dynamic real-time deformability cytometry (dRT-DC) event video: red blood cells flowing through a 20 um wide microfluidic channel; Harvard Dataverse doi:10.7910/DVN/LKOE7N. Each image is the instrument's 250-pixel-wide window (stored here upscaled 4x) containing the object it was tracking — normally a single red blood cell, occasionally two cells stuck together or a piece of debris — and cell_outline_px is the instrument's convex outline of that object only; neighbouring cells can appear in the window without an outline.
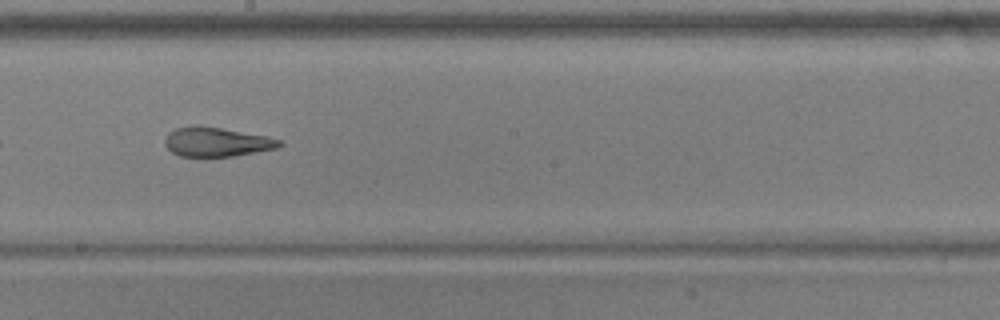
{"species": "common noctule bat (a hibernating species)", "species_latin": "Nyctalus noctula", "temperature_condition": "warm", "stored_images_in_passage": 37, "camera_frame_rate_fps": 3000, "um_per_image_px": 0.085, "animal": {"sex": "male", "body_mass_g": 17.9, "forearm_length_mm": 54.2}, "frame": {"image": 1, "passage_image": 16, "time_ms": 5.0, "image_size_px": [1000, 320], "cell_outline_px": [[284, 144], [276, 148], [232, 156], [180, 156], [172, 152], [164, 144], [164, 140], [168, 132], [176, 128], [196, 124], [200, 124], [268, 136], [280, 140]], "centroid_in_image_um": [18.38, 12.04], "position_along_channel_um": 229.8, "area_um2": 19.65}}
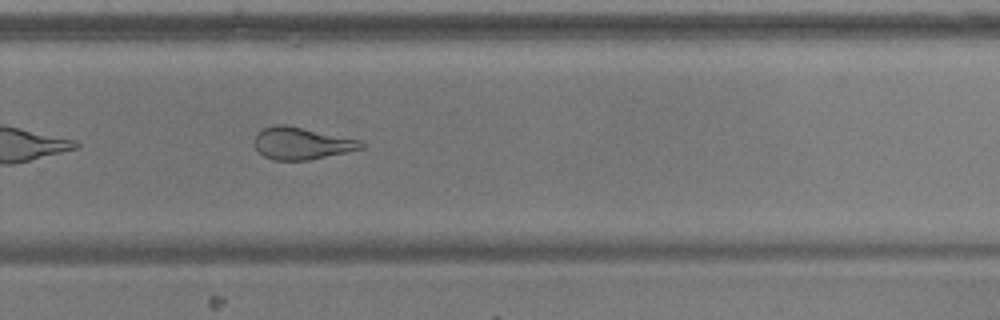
{"frame": {"image": 2, "passage_image": 22, "time_ms": 7.0, "image_size_px": [1000, 320], "cell_outline_px": [[368, 144], [364, 148], [348, 152], [308, 160], [272, 160], [264, 156], [252, 144], [252, 140], [256, 132], [264, 128], [276, 124], [284, 124], [360, 140]], "centroid_in_image_um": [25.62, 12.19], "position_along_channel_um": 304.2, "area_um2": 20.17}, "authors_computed_cell_mechanics": {"area_um2": 21.0392, "velocity_mm_per_s": 3.7423, "shape_relaxation_time_tau1_ms": null, "shape_relaxation_time_tau2_ms": 1.5856, "deformation_change_tau1": null, "deformation_change_tau2": 0.1001}}